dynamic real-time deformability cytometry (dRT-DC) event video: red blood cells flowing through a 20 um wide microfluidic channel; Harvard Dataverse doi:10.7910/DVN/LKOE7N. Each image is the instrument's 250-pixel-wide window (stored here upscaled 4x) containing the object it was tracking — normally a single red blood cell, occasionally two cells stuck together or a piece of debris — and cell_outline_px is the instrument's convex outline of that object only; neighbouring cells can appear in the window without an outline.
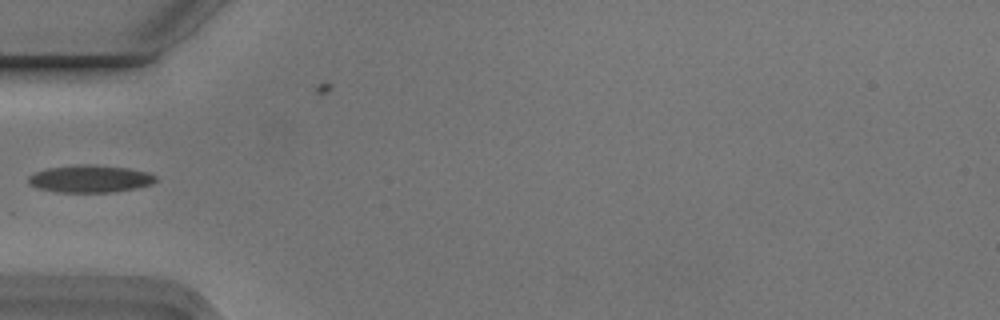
{"species": "Egyptian fruit bat (a non-hibernating species)", "species_latin": "Rousettus aegyptiacus", "temperature_condition": "cold", "stored_images_in_passage": 5, "camera_frame_rate_fps": 3000, "um_per_image_px": 0.085, "animal": {"sex": "male"}, "frame": {"image": 1, "passage_image": 3, "time_ms": 0.667, "image_size_px": [1000, 320], "cell_outline_px": [[156, 180], [152, 184], [136, 188], [112, 192], [56, 192], [40, 188], [28, 184], [28, 176], [36, 172], [48, 168], [84, 164], [92, 164], [128, 168], [148, 172], [156, 176]], "centroid_in_image_um": [7.67, 15.2], "position_along_channel_um": 77.3, "area_um2": 20.23}}